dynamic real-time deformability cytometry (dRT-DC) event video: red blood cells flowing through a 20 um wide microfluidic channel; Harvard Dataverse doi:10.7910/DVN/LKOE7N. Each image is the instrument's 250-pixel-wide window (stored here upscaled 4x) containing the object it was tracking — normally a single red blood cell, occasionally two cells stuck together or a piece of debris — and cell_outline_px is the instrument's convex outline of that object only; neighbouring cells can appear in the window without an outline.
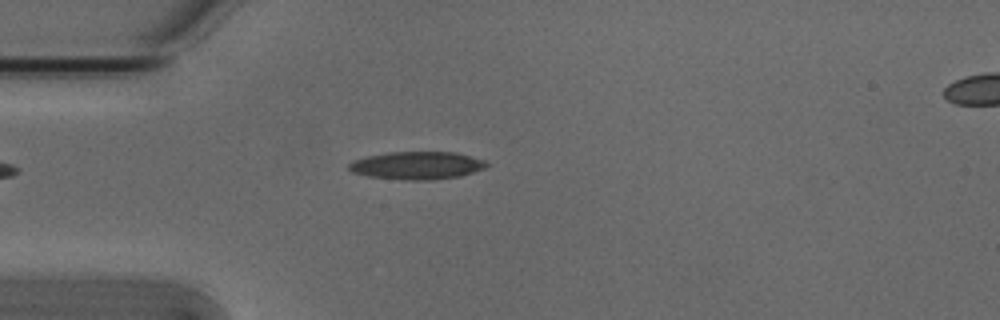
{"species": "Egyptian fruit bat (a non-hibernating species)", "species_latin": "Rousettus aegyptiacus", "temperature_condition": "cold", "stored_images_in_passage": 4, "camera_frame_rate_fps": 3000, "um_per_image_px": 0.085, "animal": {"sex": "male"}, "frame": {"image": 1, "passage_image": 3, "time_ms": 0.667, "image_size_px": [1000, 320], "cell_outline_px": [[488, 164], [484, 168], [460, 176], [432, 180], [404, 180], [368, 176], [352, 172], [348, 168], [348, 164], [356, 160], [368, 156], [388, 152], [456, 152], [484, 160]], "centroid_in_image_um": [35.44, 14.06], "position_along_channel_um": 49.6, "area_um2": 22.14}}